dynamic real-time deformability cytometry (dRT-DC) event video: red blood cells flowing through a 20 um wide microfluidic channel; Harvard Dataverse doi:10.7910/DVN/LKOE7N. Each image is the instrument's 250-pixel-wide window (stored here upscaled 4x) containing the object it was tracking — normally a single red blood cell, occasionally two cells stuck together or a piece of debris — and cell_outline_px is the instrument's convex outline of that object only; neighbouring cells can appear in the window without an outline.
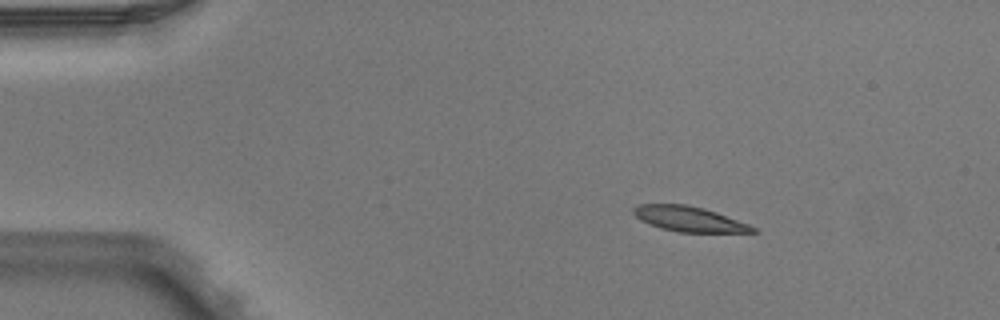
{"species": "Egyptian fruit bat (a non-hibernating species)", "species_latin": "Rousettus aegyptiacus", "temperature_condition": "warm", "stored_images_in_passage": 3, "camera_frame_rate_fps": 3000, "um_per_image_px": 0.085, "animal": {"sex": "male"}, "frame": {"image": 1, "passage_image": 1, "time_ms": 0.0, "image_size_px": [1000, 320], "cell_outline_px": [[760, 232], [680, 232], [660, 228], [648, 224], [640, 220], [632, 212], [632, 208], [640, 204], [684, 204], [704, 208], [716, 212], [748, 224], [756, 228]], "centroid_in_image_um": [58.54, 18.61], "position_along_channel_um": 26.5, "area_um2": 17.4}}